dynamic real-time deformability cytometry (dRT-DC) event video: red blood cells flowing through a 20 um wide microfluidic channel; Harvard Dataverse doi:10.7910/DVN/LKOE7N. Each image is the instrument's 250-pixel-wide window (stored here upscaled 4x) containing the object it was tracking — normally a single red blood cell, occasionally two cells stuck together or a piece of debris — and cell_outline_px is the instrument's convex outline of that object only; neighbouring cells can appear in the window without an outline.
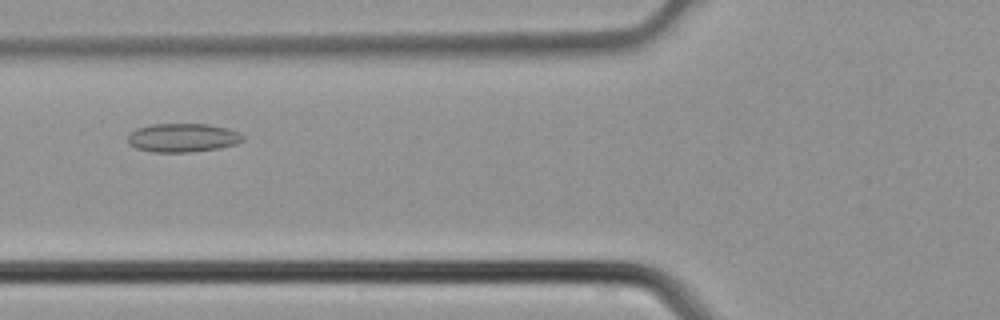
{"species": "common noctule bat (a hibernating species)", "species_latin": "Nyctalus noctula", "temperature_condition": "cold", "stored_images_in_passage": 5, "camera_frame_rate_fps": 3000, "um_per_image_px": 0.085, "animal": {"sex": "male", "body_mass_g": 21.5, "forearm_length_mm": 52.0}, "frame": {"image": 1, "passage_image": 5, "time_ms": 1.333, "image_size_px": [1000, 320], "cell_outline_px": [[244, 140], [236, 144], [220, 148], [188, 152], [152, 152], [136, 148], [128, 144], [128, 136], [136, 128], [152, 124], [208, 124], [228, 128], [244, 136]], "centroid_in_image_um": [15.52, 11.71], "position_along_channel_um": 110.3, "area_um2": 19.25}}